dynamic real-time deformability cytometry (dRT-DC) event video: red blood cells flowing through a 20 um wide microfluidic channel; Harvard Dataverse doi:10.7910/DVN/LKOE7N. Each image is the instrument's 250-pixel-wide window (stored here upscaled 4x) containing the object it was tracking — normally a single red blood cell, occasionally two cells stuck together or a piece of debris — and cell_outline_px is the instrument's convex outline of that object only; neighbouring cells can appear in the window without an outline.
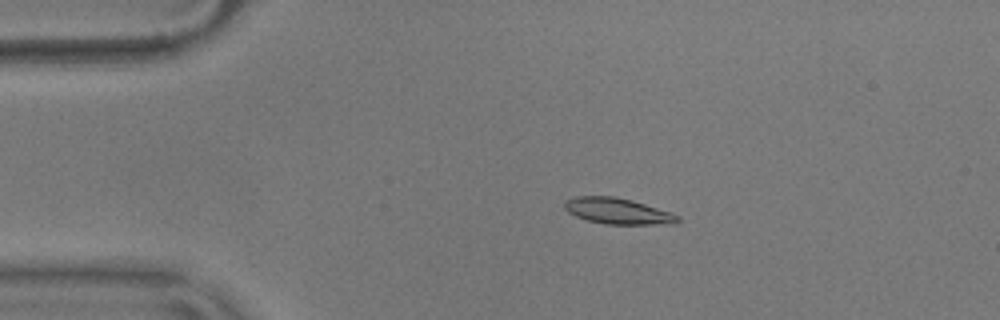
{"species": "common noctule bat (a hibernating species)", "species_latin": "Nyctalus noctula", "temperature_condition": "warm", "stored_images_in_passage": 55, "camera_frame_rate_fps": 3000, "um_per_image_px": 0.085, "animal": {"sex": "male", "body_mass_g": 17.9}, "frame": {"image": 1, "passage_image": 10, "time_ms": 3.0, "image_size_px": [1000, 320], "cell_outline_px": [[680, 220], [676, 224], [604, 224], [588, 220], [576, 216], [568, 212], [564, 208], [564, 200], [576, 196], [616, 196], [632, 200], [672, 212], [680, 216]], "centroid_in_image_um": [52.53, 17.93], "position_along_channel_um": 32.5, "area_um2": 17.34}}
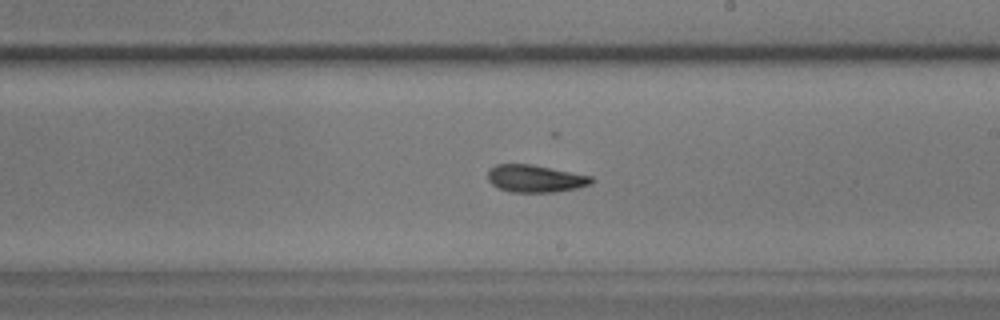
{"frame": {"image": 2, "passage_image": 31, "time_ms": 10.0, "image_size_px": [1000, 320], "cell_outline_px": [[596, 180], [592, 184], [576, 188], [552, 192], [512, 192], [500, 188], [492, 184], [488, 180], [488, 168], [496, 164], [532, 164], [592, 176]], "centroid_in_image_um": [45.51, 15.17], "position_along_channel_um": 243.5, "area_um2": 16.59}}
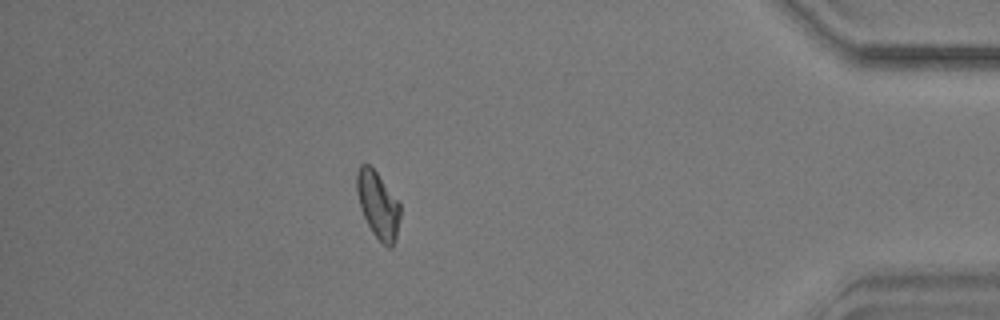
{"frame": {"image": 3, "passage_image": 48, "time_ms": 15.667, "image_size_px": [1000, 320], "cell_outline_px": [[400, 216], [396, 236], [392, 248], [388, 248], [372, 232], [360, 208], [356, 192], [356, 172], [360, 164], [368, 164], [376, 172], [400, 204]], "centroid_in_image_um": [32.1, 17.41], "position_along_channel_um": 403.1, "area_um2": 16.65}, "authors_computed_cell_mechanics": {"area_um2": 16.8198, "velocity_mm_per_s": 3.6183, "shape_relaxation_time_tau1_ms": null, "shape_relaxation_time_tau2_ms": 5.0685, "deformation_change_tau1": null, "deformation_change_tau2": 0.1104}}